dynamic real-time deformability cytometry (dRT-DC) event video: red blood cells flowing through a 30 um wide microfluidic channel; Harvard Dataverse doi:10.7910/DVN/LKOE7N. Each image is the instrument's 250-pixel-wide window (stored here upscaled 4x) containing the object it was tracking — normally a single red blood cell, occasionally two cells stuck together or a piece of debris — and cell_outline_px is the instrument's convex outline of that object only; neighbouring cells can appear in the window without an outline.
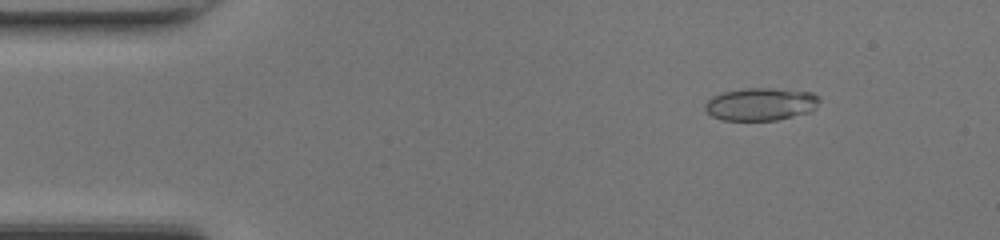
{"species": "common noctule bat (a hibernating species)", "species_latin": "Nyctalus noctula", "temperature_condition": "room temperature", "stored_images_in_passage": 12, "camera_frame_rate_fps": 3000, "um_per_image_px": 0.085, "animal": {"sex": "female", "body_mass_g": 17.0, "forearm_length_mm": 48.0}, "frame": {"image": 1, "passage_image": 6, "time_ms": 1.667, "image_size_px": [1000, 240], "cell_outline_px": [[820, 100], [816, 108], [812, 112], [776, 120], [724, 120], [712, 116], [704, 108], [704, 104], [712, 96], [724, 92], [744, 88], [772, 88], [812, 92], [820, 96]], "centroid_in_image_um": [64.7, 8.85], "position_along_channel_um": 20.3, "area_um2": 21.96}}